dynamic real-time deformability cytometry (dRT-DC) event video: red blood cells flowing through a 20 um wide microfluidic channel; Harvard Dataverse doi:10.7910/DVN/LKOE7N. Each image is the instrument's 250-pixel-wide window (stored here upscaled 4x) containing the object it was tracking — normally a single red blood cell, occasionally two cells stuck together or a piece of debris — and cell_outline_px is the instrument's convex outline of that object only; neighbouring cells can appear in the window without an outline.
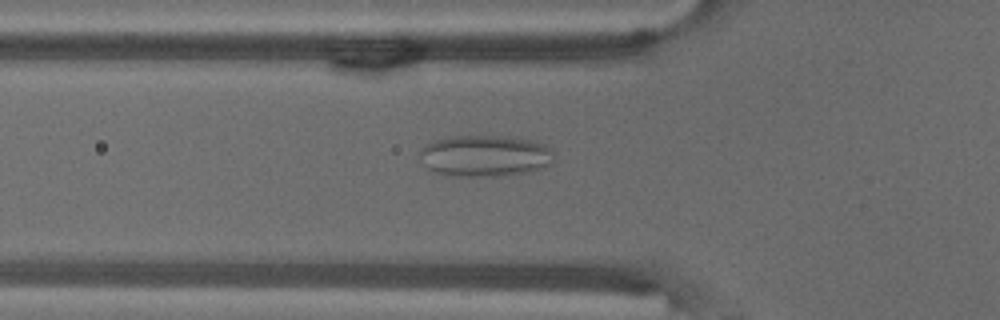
{"species": "common noctule bat (a hibernating species)", "species_latin": "Nyctalus noctula", "temperature_condition": "warm", "stored_images_in_passage": 55, "camera_frame_rate_fps": 3000, "um_per_image_px": 0.085, "animal": {"sex": "male", "body_mass_g": 18.8}, "frame": {"image": 1, "passage_image": 19, "time_ms": 6.0, "image_size_px": [1000, 320], "cell_outline_px": [[552, 164], [544, 168], [532, 172], [504, 176], [448, 176], [436, 172], [428, 168], [424, 164], [420, 156], [420, 148], [432, 140], [448, 136], [520, 136], [536, 140], [552, 148]], "centroid_in_image_um": [41.27, 13.23], "position_along_channel_um": 84.5, "area_um2": 33.29}}
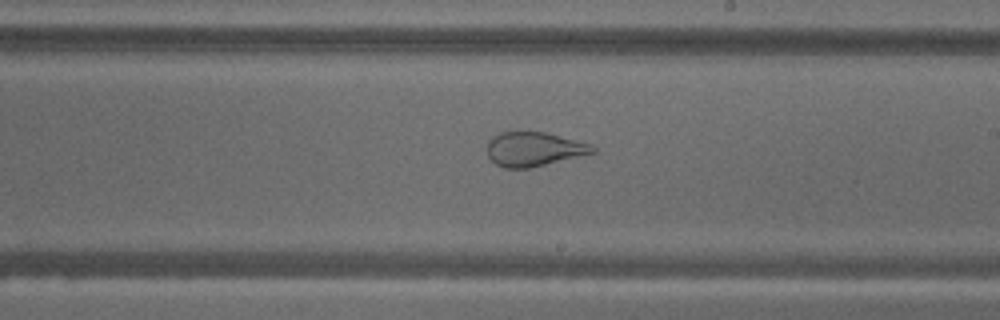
{"frame": {"image": 2, "passage_image": 32, "time_ms": 10.333, "image_size_px": [1000, 320], "cell_outline_px": [[596, 152], [528, 168], [504, 168], [496, 164], [488, 156], [488, 140], [492, 136], [500, 132], [516, 128], [544, 132], [592, 144], [596, 148]], "centroid_in_image_um": [45.33, 12.62], "position_along_channel_um": 243.7, "area_um2": 21.44}}
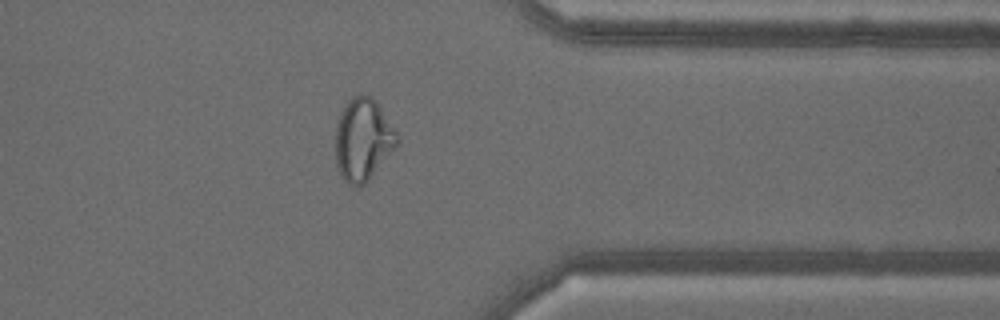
{"frame": {"image": 3, "passage_image": 44, "time_ms": 14.333, "image_size_px": [1000, 320], "cell_outline_px": [[400, 144], [368, 180], [364, 184], [356, 188], [348, 184], [344, 180], [336, 164], [336, 128], [340, 112], [348, 100], [352, 96], [372, 96], [400, 136]], "centroid_in_image_um": [30.88, 11.89], "position_along_channel_um": 380.5, "area_um2": 29.65}}